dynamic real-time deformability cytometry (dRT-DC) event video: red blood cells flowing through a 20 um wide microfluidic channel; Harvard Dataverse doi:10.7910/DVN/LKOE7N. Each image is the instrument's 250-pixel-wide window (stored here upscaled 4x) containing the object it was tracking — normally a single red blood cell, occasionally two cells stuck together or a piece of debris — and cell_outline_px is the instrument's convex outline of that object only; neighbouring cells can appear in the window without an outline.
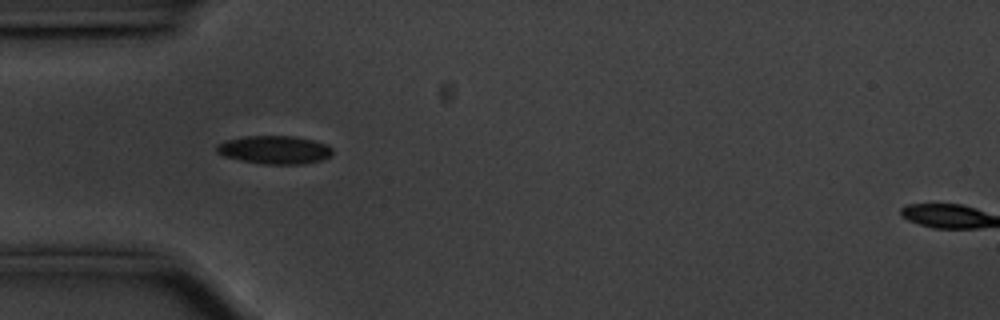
{"species": "common noctule bat (a hibernating species)", "species_latin": "Nyctalus noctula", "temperature_condition": "cold", "stored_images_in_passage": 11, "camera_frame_rate_fps": 3000, "um_per_image_px": 0.085, "animal": {"sex": "male", "body_mass_g": 20.1, "forearm_length_mm": 53.5}, "frame": {"image": 1, "passage_image": 4, "time_ms": 1.0, "image_size_px": [1000, 320], "cell_outline_px": [[332, 156], [320, 160], [304, 164], [264, 164], [240, 160], [224, 156], [216, 152], [216, 144], [224, 140], [244, 136], [292, 136], [312, 140], [324, 144], [332, 148]], "centroid_in_image_um": [23.29, 12.73], "position_along_channel_um": 61.7, "area_um2": 19.07}}